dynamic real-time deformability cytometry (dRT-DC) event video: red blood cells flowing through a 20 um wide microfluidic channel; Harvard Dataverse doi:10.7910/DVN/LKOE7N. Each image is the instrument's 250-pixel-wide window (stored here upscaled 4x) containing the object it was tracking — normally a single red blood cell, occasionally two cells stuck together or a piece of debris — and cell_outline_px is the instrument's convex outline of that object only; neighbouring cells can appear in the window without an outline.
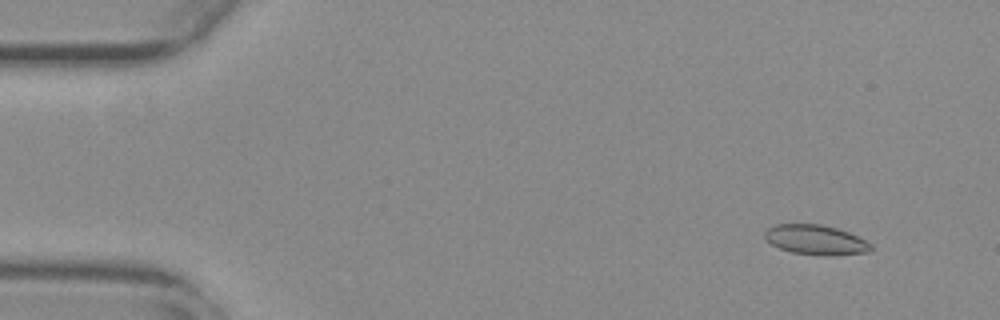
{"species": "common noctule bat (a hibernating species)", "species_latin": "Nyctalus noctula", "temperature_condition": "warm", "stored_images_in_passage": 55, "camera_frame_rate_fps": 3000, "um_per_image_px": 0.085, "animal": {"sex": "female", "body_mass_g": 29.2, "forearm_length_mm": 56.3}, "frame": {"image": 1, "passage_image": 5, "time_ms": 1.333, "image_size_px": [1000, 320], "cell_outline_px": [[872, 248], [868, 252], [832, 256], [824, 256], [792, 252], [780, 248], [772, 244], [764, 236], [764, 232], [768, 228], [776, 224], [820, 224], [836, 228], [848, 232], [872, 244]], "centroid_in_image_um": [69.34, 20.39], "position_along_channel_um": 15.7, "area_um2": 18.32}}
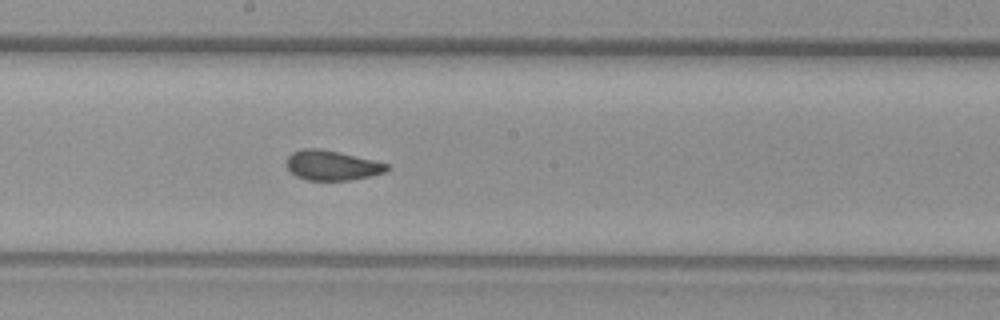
{"frame": {"image": 2, "passage_image": 30, "time_ms": 9.667, "image_size_px": [1000, 320], "cell_outline_px": [[392, 168], [384, 172], [372, 176], [348, 180], [308, 180], [296, 176], [284, 164], [284, 160], [292, 152], [304, 148], [316, 148], [336, 152], [372, 160], [388, 164]], "centroid_in_image_um": [28.18, 14.06], "position_along_channel_um": 220.0, "area_um2": 17.34}}
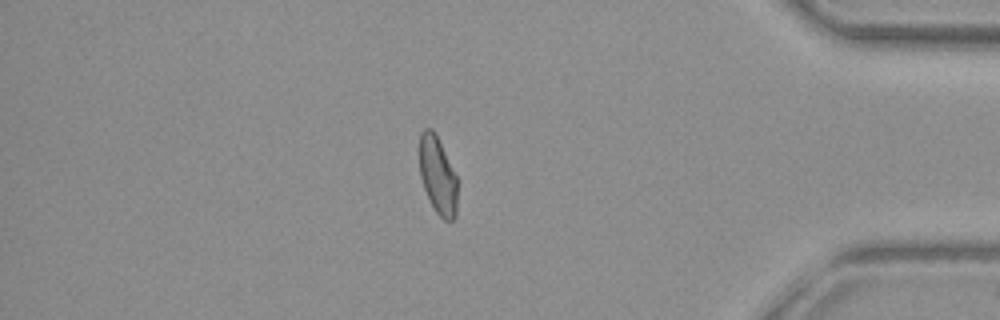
{"frame": {"image": 3, "passage_image": 47, "time_ms": 15.333, "image_size_px": [1000, 320], "cell_outline_px": [[460, 180], [456, 216], [452, 220], [444, 220], [436, 212], [424, 188], [420, 176], [420, 132], [424, 128], [432, 128]], "centroid_in_image_um": [37.26, 14.94], "position_along_channel_um": 397.9, "area_um2": 17.51}, "authors_computed_cell_mechanics": {"area_um2": 18.2648, "velocity_mm_per_s": 3.7931, "shape_relaxation_time_tau1_ms": null, "shape_relaxation_time_tau2_ms": 1.1186, "deformation_change_tau1": null, "deformation_change_tau2": 0.0531}}